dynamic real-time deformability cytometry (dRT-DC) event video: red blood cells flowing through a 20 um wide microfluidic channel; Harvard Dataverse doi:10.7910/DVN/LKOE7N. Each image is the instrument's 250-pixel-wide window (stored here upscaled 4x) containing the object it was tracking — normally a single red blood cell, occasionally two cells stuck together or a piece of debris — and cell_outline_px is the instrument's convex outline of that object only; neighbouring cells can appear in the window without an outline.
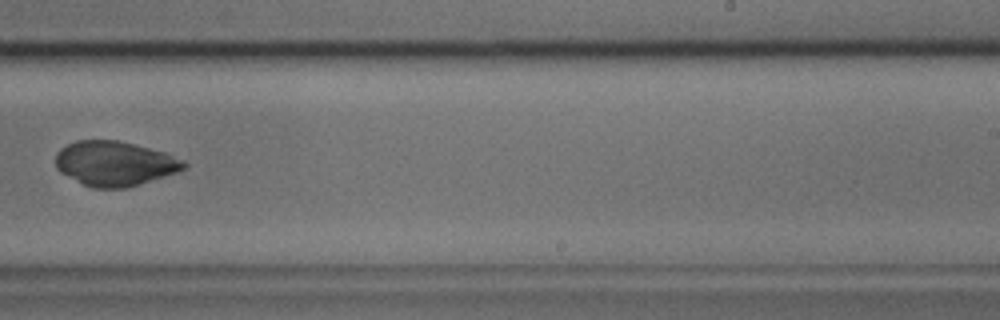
{"species": "common noctule bat (a hibernating species)", "species_latin": "Nyctalus noctula", "temperature_condition": "cold", "stored_images_in_passage": 34, "camera_frame_rate_fps": 3000, "um_per_image_px": 0.085, "animal": {"sex": "male", "body_mass_g": 17.9, "forearm_length_mm": 54.2}, "frame": {"image": 1, "passage_image": 19, "time_ms": 6.0, "image_size_px": [1000, 320], "cell_outline_px": [[188, 164], [184, 168], [176, 172], [128, 188], [92, 188], [60, 172], [56, 168], [56, 152], [60, 148], [76, 140], [120, 140], [164, 152], [184, 160]], "centroid_in_image_um": [9.74, 13.89], "position_along_channel_um": 279.3, "area_um2": 33.35}}
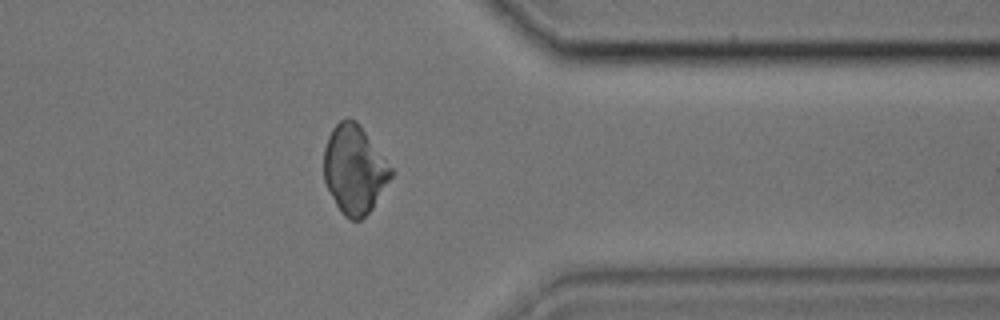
{"frame": {"image": 2, "passage_image": 26, "time_ms": 8.333, "image_size_px": [1000, 320], "cell_outline_px": [[396, 172], [372, 208], [360, 220], [352, 220], [344, 216], [340, 212], [324, 180], [324, 148], [328, 136], [332, 128], [340, 120], [348, 116], [356, 120]], "centroid_in_image_um": [30.14, 14.39], "position_along_channel_um": 381.3, "area_um2": 34.74}}
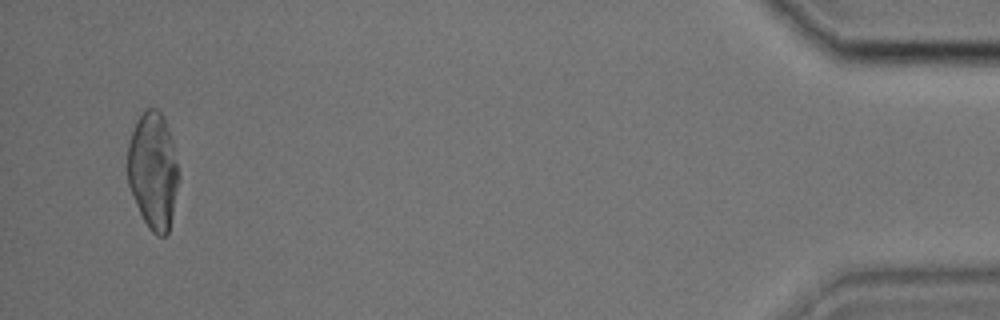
{"frame": {"image": 3, "passage_image": 33, "time_ms": 10.667, "image_size_px": [1000, 320], "cell_outline_px": [[180, 176], [168, 232], [164, 236], [156, 236], [148, 228], [136, 204], [128, 184], [128, 144], [136, 120], [140, 112], [144, 108], [156, 108], [164, 116], [172, 140]], "centroid_in_image_um": [13.01, 14.47], "position_along_channel_um": 422.2, "area_um2": 34.91}}